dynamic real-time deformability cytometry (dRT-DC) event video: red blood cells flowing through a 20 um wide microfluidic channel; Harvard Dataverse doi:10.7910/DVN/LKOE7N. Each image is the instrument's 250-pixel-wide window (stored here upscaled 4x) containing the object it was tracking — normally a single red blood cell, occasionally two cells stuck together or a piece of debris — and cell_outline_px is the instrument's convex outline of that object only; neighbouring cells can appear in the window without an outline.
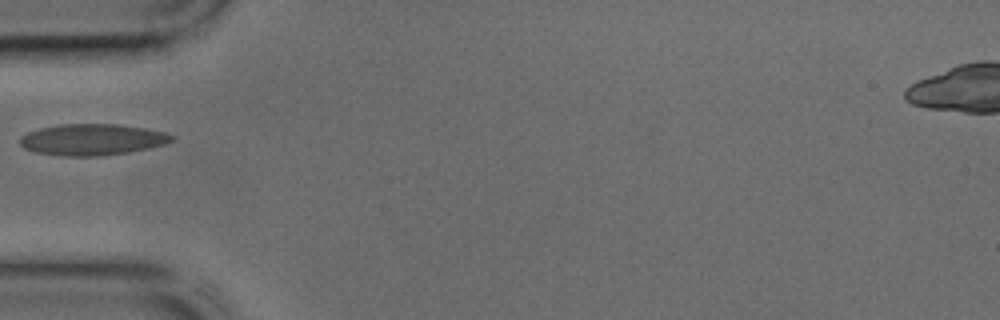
{"species": "common noctule bat (a hibernating species)", "species_latin": "Nyctalus noctula", "temperature_condition": "cold", "stored_images_in_passage": 31, "camera_frame_rate_fps": 3000, "um_per_image_px": 0.085, "animal": {"sex": "male", "body_mass_g": 17.9, "forearm_length_mm": 54.2}, "frame": {"image": 1, "passage_image": 1, "time_ms": 0.0, "image_size_px": [1000, 320], "cell_outline_px": [[176, 136], [172, 140], [164, 144], [148, 148], [128, 152], [100, 156], [60, 156], [36, 152], [24, 148], [20, 144], [20, 136], [28, 132], [40, 128], [60, 124], [120, 124], [144, 128], [164, 132]], "centroid_in_image_um": [7.82, 11.86], "position_along_channel_um": 77.2, "area_um2": 27.69}}
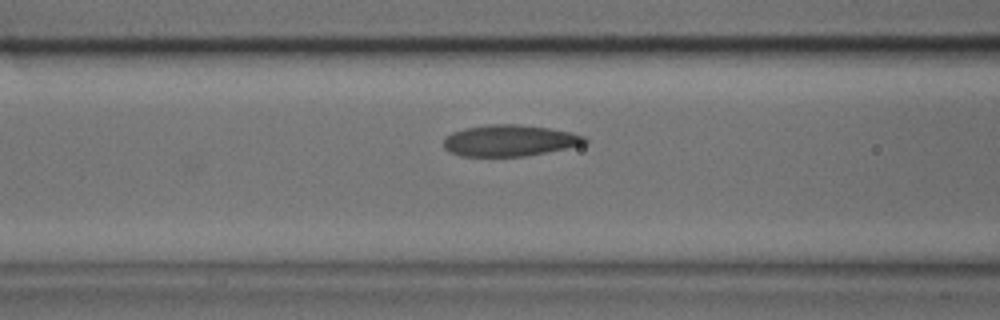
{"frame": {"image": 2, "passage_image": 4, "time_ms": 1.0, "image_size_px": [1000, 320], "cell_outline_px": [[588, 140], [584, 144], [528, 156], [460, 156], [448, 152], [444, 148], [444, 136], [452, 132], [464, 128], [492, 124], [516, 124], [548, 128], [572, 132], [584, 136]], "centroid_in_image_um": [43.28, 11.95], "position_along_channel_um": 123.3, "area_um2": 25.84}}
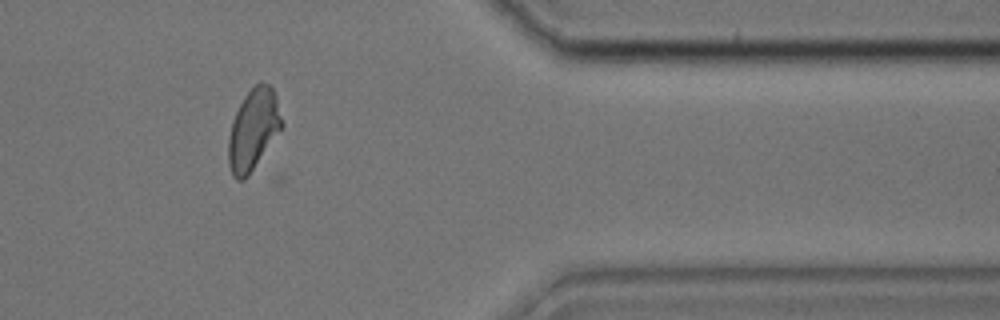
{"frame": {"image": 3, "passage_image": 23, "time_ms": 7.333, "image_size_px": [1000, 320], "cell_outline_px": [[284, 124], [248, 176], [244, 180], [236, 180], [232, 176], [228, 164], [228, 136], [232, 120], [244, 96], [260, 80], [272, 84], [276, 96]], "centroid_in_image_um": [21.52, 10.98], "position_along_channel_um": 389.9, "area_um2": 25.32}}